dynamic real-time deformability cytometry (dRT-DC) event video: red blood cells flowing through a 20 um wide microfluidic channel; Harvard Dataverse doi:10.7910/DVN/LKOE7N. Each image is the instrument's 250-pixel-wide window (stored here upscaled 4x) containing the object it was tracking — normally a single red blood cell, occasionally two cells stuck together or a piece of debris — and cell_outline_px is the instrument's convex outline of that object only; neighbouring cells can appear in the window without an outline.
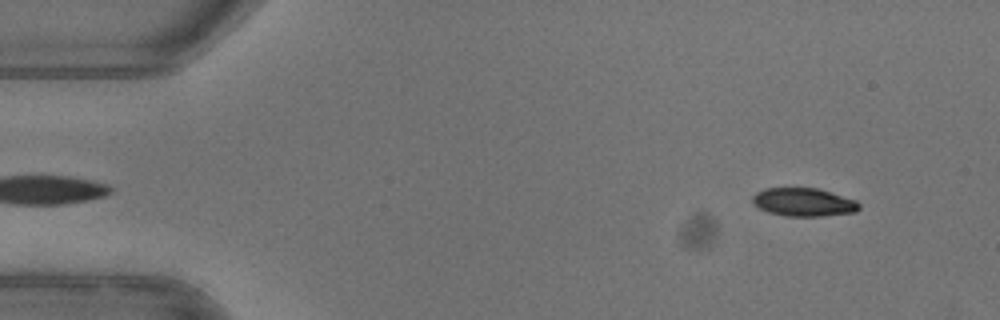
{"species": "common noctule bat (a hibernating species)", "species_latin": "Nyctalus noctula", "temperature_condition": "warm", "stored_images_in_passage": 51, "camera_frame_rate_fps": 3000, "um_per_image_px": 0.085, "animal": {"sex": "female"}, "frame": {"image": 1, "passage_image": 4, "time_ms": 1.0, "image_size_px": [1000, 320], "cell_outline_px": [[860, 208], [856, 212], [824, 216], [784, 216], [768, 212], [752, 204], [752, 196], [756, 192], [764, 188], [816, 188], [856, 200], [860, 204]], "centroid_in_image_um": [68.29, 17.19], "position_along_channel_um": 16.7, "area_um2": 17.63}}
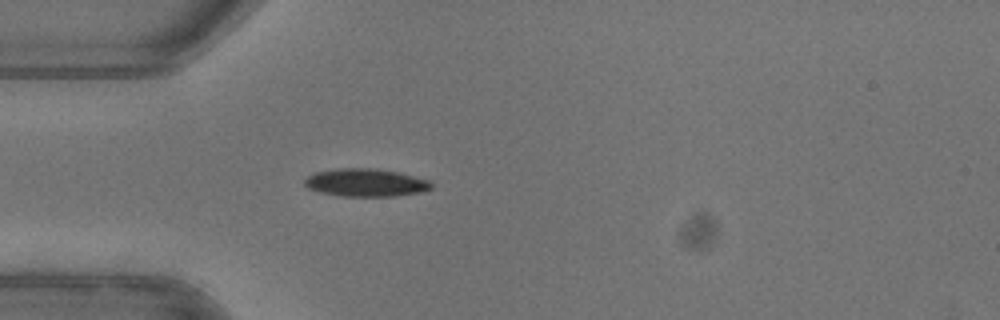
{"frame": {"image": 2, "passage_image": 14, "time_ms": 4.333, "image_size_px": [1000, 320], "cell_outline_px": [[432, 188], [420, 192], [396, 196], [340, 196], [320, 192], [308, 188], [304, 184], [304, 180], [312, 172], [340, 168], [376, 168], [400, 172], [428, 180], [432, 184]], "centroid_in_image_um": [31.07, 15.51], "position_along_channel_um": 53.9, "area_um2": 20.69}}
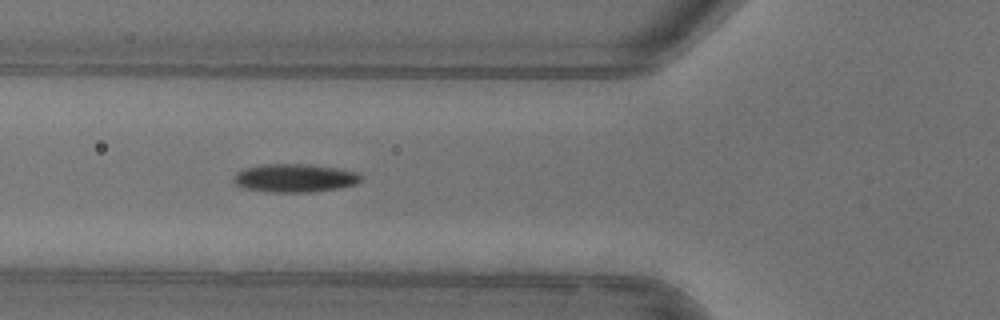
{"frame": {"image": 3, "passage_image": 18, "time_ms": 5.667, "image_size_px": [1000, 320], "cell_outline_px": [[360, 180], [356, 184], [336, 188], [312, 192], [268, 192], [244, 188], [236, 184], [232, 180], [236, 172], [244, 168], [260, 164], [308, 164], [336, 168], [356, 172], [360, 176]], "centroid_in_image_um": [24.98, 15.13], "position_along_channel_um": 100.8, "area_um2": 20.92}, "authors_computed_cell_mechanics": {"area_um2": 19.7098, "velocity_mm_per_s": 3.9819, "shape_relaxation_time_tau1_ms": 5.004, "shape_relaxation_time_tau2_ms": null, "deformation_change_tau1": 0.175, "deformation_change_tau2": null}}